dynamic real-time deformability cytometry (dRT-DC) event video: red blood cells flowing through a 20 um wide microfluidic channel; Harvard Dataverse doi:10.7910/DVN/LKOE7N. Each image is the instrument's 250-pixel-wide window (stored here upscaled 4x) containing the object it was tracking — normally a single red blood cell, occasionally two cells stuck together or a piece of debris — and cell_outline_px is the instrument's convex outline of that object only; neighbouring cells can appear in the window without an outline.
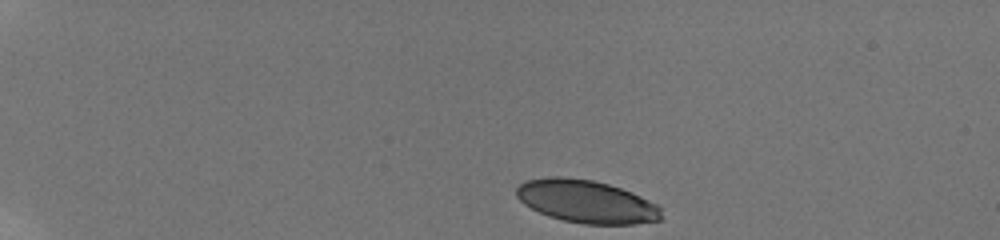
{"species": "human", "species_latin": "Homo sapiens", "temperature_condition": "room temperature", "stored_images_in_passage": 28, "camera_frame_rate_fps": 3000, "um_per_image_px": 0.085, "donor": {"sex": "male"}, "frame": {"image": 1, "passage_image": 1, "time_ms": 0.0, "image_size_px": [1000, 240], "cell_outline_px": [[660, 220], [632, 224], [584, 224], [564, 220], [548, 216], [524, 204], [516, 196], [516, 188], [520, 184], [528, 180], [548, 176], [560, 176], [592, 180], [608, 184], [632, 192], [656, 204], [660, 208]], "centroid_in_image_um": [49.82, 17.12], "position_along_channel_um": 35.2, "area_um2": 35.89}}
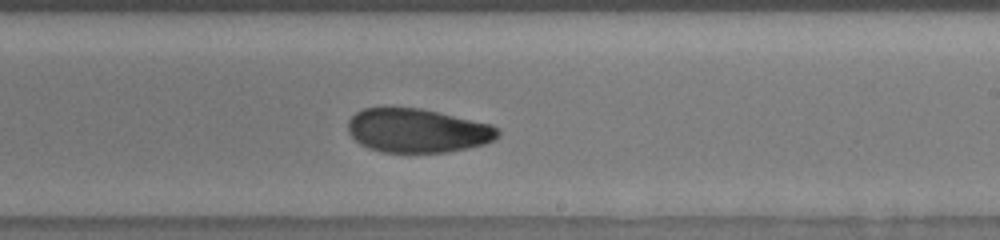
{"frame": {"image": 2, "passage_image": 17, "time_ms": 8.333, "image_size_px": [1000, 240], "cell_outline_px": [[500, 136], [496, 140], [484, 144], [468, 148], [448, 152], [384, 152], [368, 148], [360, 144], [348, 132], [348, 120], [356, 112], [364, 108], [420, 108], [492, 124], [500, 132]], "centroid_in_image_um": [35.5, 11.1], "position_along_channel_um": 253.5, "area_um2": 38.38}}
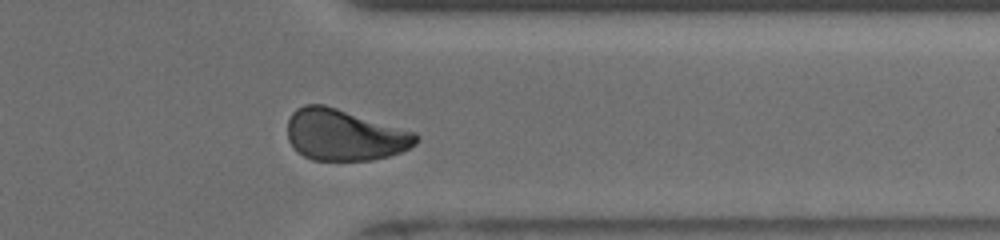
{"frame": {"image": 3, "passage_image": 25, "time_ms": 11.667, "image_size_px": [1000, 240], "cell_outline_px": [[416, 144], [400, 152], [388, 156], [372, 160], [312, 160], [304, 156], [288, 140], [288, 120], [292, 112], [296, 108], [304, 104], [324, 104], [416, 132]], "centroid_in_image_um": [29.26, 11.46], "position_along_channel_um": 382.1, "area_um2": 38.21}, "authors_computed_cell_mechanics": {"area_um2": 39.2173, "velocity_mm_per_s": 3.8592, "shape_relaxation_time_tau1_ms": 8.3425, "shape_relaxation_time_tau2_ms": 2.2941, "deformation_change_tau1": 0.2121, "deformation_change_tau2": 0.0667}}